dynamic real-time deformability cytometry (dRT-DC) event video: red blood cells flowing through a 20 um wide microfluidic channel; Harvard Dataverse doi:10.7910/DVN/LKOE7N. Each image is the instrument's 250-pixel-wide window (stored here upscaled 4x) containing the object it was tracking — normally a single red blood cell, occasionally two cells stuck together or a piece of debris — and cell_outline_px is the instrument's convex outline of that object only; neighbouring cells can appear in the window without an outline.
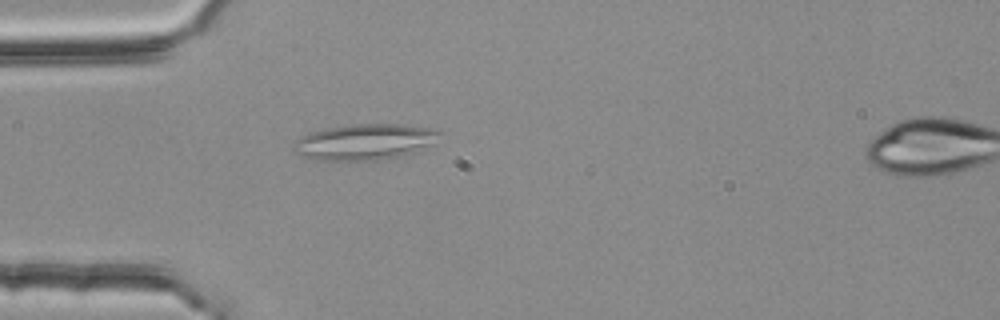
{"species": "common noctule bat (a hibernating species)", "species_latin": "Nyctalus noctula", "temperature_condition": "room temperature", "stored_images_in_passage": 5, "segment_of_instrument_passage": [1, 2], "camera_frame_rate_fps": 3000, "um_per_image_px": 0.085, "animal": {"sex": "female", "body_mass_g": 25.1}, "frame": {"image": 1, "passage_image": 4, "time_ms": 1.0, "image_size_px": [1000, 320], "cell_outline_px": [[440, 132], [432, 144], [416, 152], [404, 156], [380, 160], [316, 160], [300, 156], [292, 148], [296, 140], [300, 136], [312, 132], [328, 128], [352, 124], [404, 124], [432, 128]], "centroid_in_image_um": [31.0, 12.07], "position_along_channel_um": 54.0, "area_um2": 30.63}}